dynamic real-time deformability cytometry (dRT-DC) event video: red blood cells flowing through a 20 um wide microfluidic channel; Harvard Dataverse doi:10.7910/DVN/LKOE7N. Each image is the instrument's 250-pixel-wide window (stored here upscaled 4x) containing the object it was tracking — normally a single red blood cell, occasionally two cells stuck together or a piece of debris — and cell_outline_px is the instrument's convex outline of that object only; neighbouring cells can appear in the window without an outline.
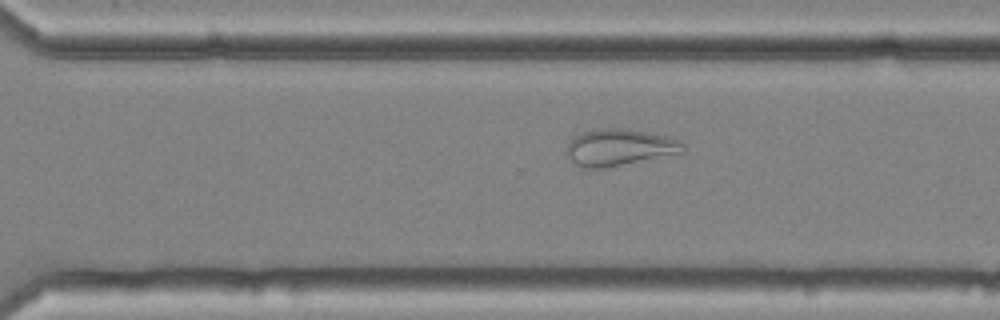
{"species": "common noctule bat (a hibernating species)", "species_latin": "Nyctalus noctula", "temperature_condition": "cold", "stored_images_in_passage": 33, "camera_frame_rate_fps": 3000, "um_per_image_px": 0.085, "animal": {"sex": "female", "body_mass_g": 25.1}, "frame": {"image": 1, "passage_image": 24, "time_ms": 7.667, "image_size_px": [1000, 320], "cell_outline_px": [[684, 148], [680, 152], [608, 168], [584, 168], [576, 164], [568, 156], [564, 148], [580, 132], [592, 128], [628, 128], [668, 136], [680, 140], [684, 144]], "centroid_in_image_um": [52.6, 12.51], "position_along_channel_um": 318.0, "area_um2": 24.97}}
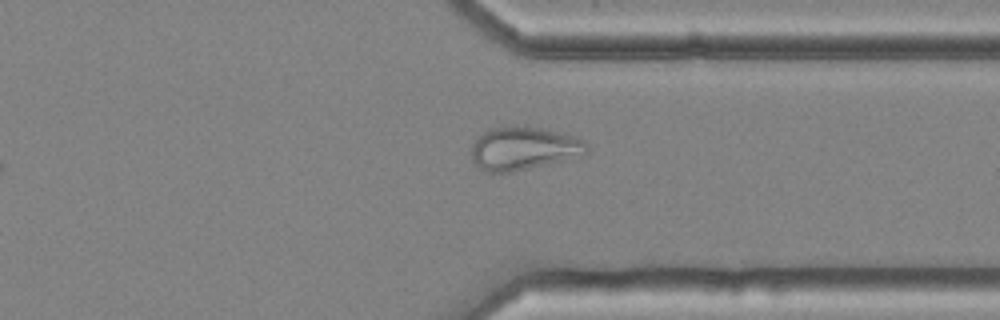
{"frame": {"image": 2, "passage_image": 28, "time_ms": 9.0, "image_size_px": [1000, 320], "cell_outline_px": [[588, 152], [584, 156], [512, 172], [484, 172], [472, 160], [472, 144], [488, 128], [524, 124], [572, 136], [584, 140], [588, 144]], "centroid_in_image_um": [44.53, 12.61], "position_along_channel_um": 366.9, "area_um2": 29.3}, "authors_computed_cell_mechanics": {"area_um2": 26.0678, "velocity_mm_per_s": 3.6191, "shape_relaxation_time_tau1_ms": null, "shape_relaxation_time_tau2_ms": 3.4511, "deformation_change_tau1": null, "deformation_change_tau2": 0.0974}}